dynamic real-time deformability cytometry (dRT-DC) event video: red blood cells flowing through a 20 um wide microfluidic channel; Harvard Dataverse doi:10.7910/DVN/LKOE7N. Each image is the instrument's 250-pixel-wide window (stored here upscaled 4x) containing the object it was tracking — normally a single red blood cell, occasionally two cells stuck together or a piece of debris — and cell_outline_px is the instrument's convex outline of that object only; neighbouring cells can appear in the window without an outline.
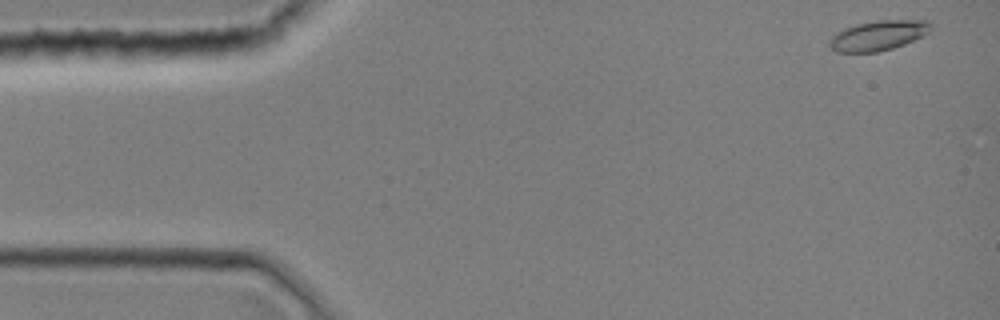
{"species": "common noctule bat (a hibernating species)", "species_latin": "Nyctalus noctula", "temperature_condition": "room temperature", "stored_images_in_passage": 5, "camera_frame_rate_fps": 3000, "um_per_image_px": 0.085, "animal": {"sex": "female", "body_mass_g": 19.0, "forearm_length_mm": 51.5}, "frame": {"image": 1, "passage_image": 1, "time_ms": 0.0, "image_size_px": [1000, 320], "cell_outline_px": [[932, 28], [924, 36], [904, 44], [892, 48], [876, 52], [836, 52], [828, 44], [828, 40], [836, 32], [844, 28], [856, 24], [876, 20], [928, 20], [932, 24]], "centroid_in_image_um": [74.65, 3.0], "position_along_channel_um": 10.3, "area_um2": 17.8}}